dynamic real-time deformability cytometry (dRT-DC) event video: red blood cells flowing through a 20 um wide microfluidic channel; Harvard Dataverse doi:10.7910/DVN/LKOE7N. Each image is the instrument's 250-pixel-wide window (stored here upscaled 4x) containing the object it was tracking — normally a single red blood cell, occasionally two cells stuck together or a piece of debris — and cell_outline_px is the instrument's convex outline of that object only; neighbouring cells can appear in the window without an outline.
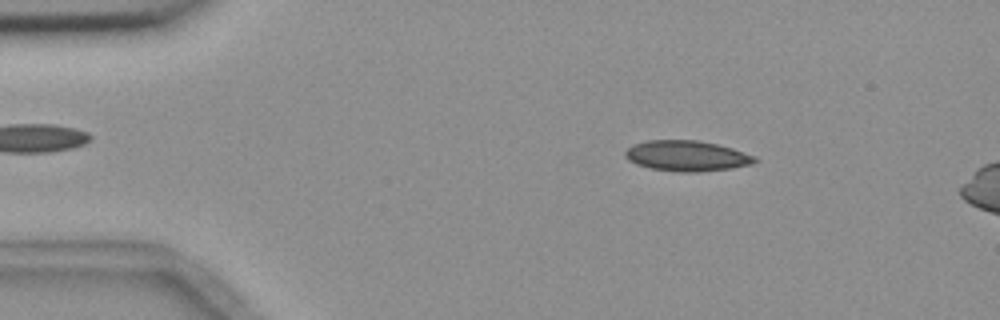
{"species": "common noctule bat (a hibernating species)", "species_latin": "Nyctalus noctula", "temperature_condition": "room temperature", "stored_images_in_passage": 6, "camera_frame_rate_fps": 3000, "um_per_image_px": 0.085, "animal": {"sex": "female", "body_mass_g": 18.4}, "frame": {"image": 1, "passage_image": 3, "time_ms": 2.0, "image_size_px": [1000, 320], "cell_outline_px": [[760, 160], [752, 164], [728, 168], [700, 172], [676, 172], [648, 168], [636, 164], [628, 160], [624, 156], [624, 152], [632, 144], [648, 140], [696, 140], [716, 144], [732, 148], [756, 156]], "centroid_in_image_um": [58.35, 13.25], "position_along_channel_um": 26.6, "area_um2": 23.24}}